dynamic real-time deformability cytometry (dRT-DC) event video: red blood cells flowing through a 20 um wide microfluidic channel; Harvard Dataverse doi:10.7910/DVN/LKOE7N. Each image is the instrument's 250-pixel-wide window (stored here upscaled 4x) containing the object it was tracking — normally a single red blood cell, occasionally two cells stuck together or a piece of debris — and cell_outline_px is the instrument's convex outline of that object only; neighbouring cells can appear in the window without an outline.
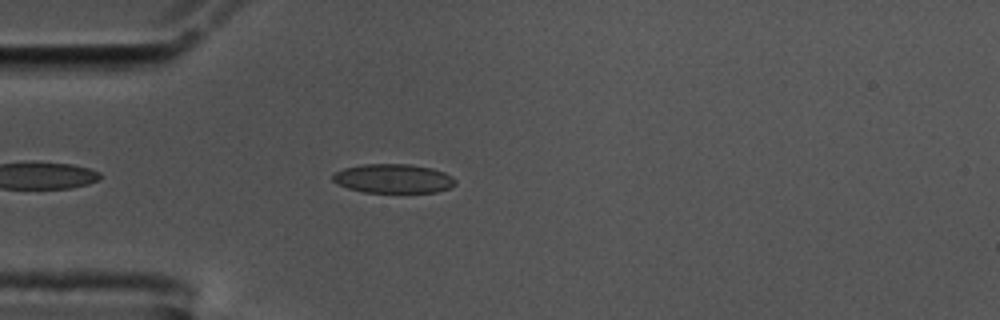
{"species": "common noctule bat (a hibernating species)", "species_latin": "Nyctalus noctula", "temperature_condition": "cold", "stored_images_in_passage": 46, "camera_frame_rate_fps": 3000, "um_per_image_px": 0.085, "animal": {"sex": "male", "body_mass_g": 17.5, "forearm_length_mm": 52.3}, "frame": {"image": 1, "passage_image": 5, "time_ms": 1.333, "image_size_px": [1000, 320], "cell_outline_px": [[456, 184], [448, 188], [436, 192], [364, 192], [348, 188], [336, 184], [332, 180], [332, 176], [336, 172], [344, 168], [364, 164], [408, 164], [432, 168], [444, 172], [452, 176], [456, 180]], "centroid_in_image_um": [33.43, 15.17], "position_along_channel_um": 51.6, "area_um2": 20.75}}
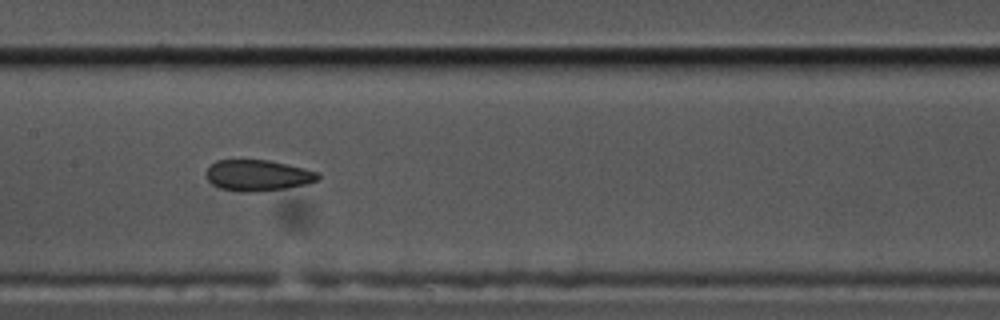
{"frame": {"image": 2, "passage_image": 17, "time_ms": 5.333, "image_size_px": [1000, 320], "cell_outline_px": [[320, 180], [304, 184], [284, 188], [244, 192], [240, 192], [220, 188], [212, 184], [208, 180], [204, 172], [216, 160], [268, 160], [288, 164], [320, 172]], "centroid_in_image_um": [21.91, 14.89], "position_along_channel_um": 185.5, "area_um2": 20.17}}
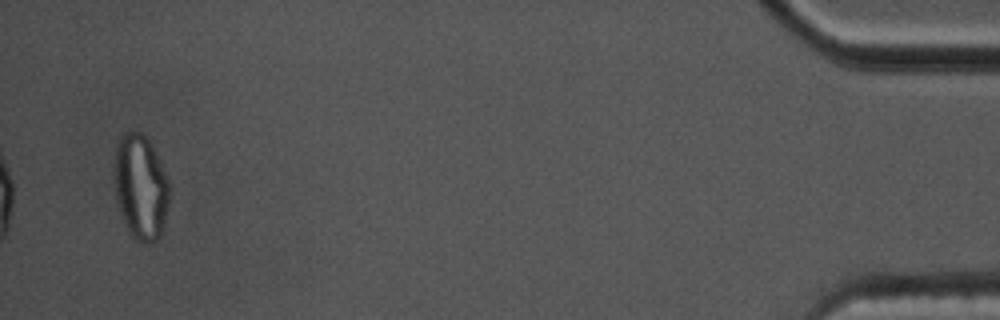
{"frame": {"image": 3, "passage_image": 44, "time_ms": 14.333, "image_size_px": [1000, 320], "cell_outline_px": [[168, 208], [164, 228], [160, 236], [152, 244], [140, 244], [132, 236], [120, 212], [116, 200], [112, 176], [112, 164], [116, 144], [120, 136], [124, 132], [140, 132], [152, 144], [168, 180]], "centroid_in_image_um": [11.92, 15.91], "position_along_channel_um": 423.3, "area_um2": 34.39}, "authors_computed_cell_mechanics": {"area_um2": 20.9525, "velocity_mm_per_s": 3.5701, "shape_relaxation_time_tau1_ms": null, "shape_relaxation_time_tau2_ms": 2.2254, "deformation_change_tau1": null, "deformation_change_tau2": 0.0713}}